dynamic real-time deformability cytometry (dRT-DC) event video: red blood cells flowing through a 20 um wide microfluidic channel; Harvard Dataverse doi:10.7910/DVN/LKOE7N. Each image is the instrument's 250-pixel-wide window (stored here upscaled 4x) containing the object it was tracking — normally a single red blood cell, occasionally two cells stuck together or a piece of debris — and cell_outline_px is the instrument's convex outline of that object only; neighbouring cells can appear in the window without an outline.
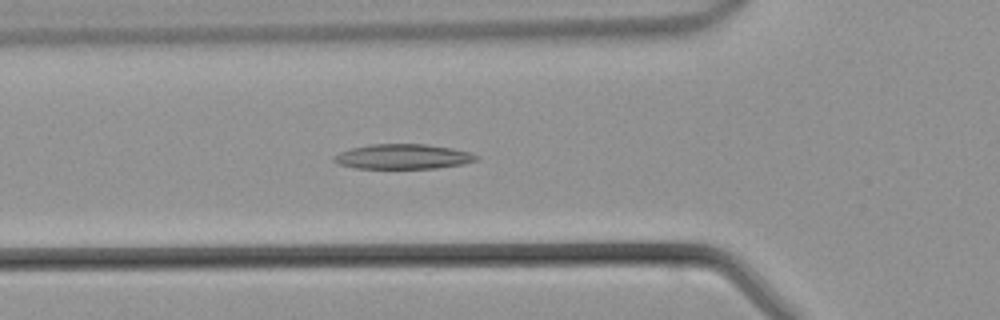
{"species": "common noctule bat (a hibernating species)", "species_latin": "Nyctalus noctula", "temperature_condition": "warm", "stored_images_in_passage": 45, "camera_frame_rate_fps": 3000, "um_per_image_px": 0.085, "animal": {"sex": "male", "body_mass_g": 21.5, "forearm_length_mm": 52.0}, "frame": {"image": 1, "passage_image": 15, "time_ms": 4.667, "image_size_px": [1000, 320], "cell_outline_px": [[480, 156], [476, 160], [464, 164], [436, 168], [356, 168], [336, 164], [332, 160], [332, 156], [340, 152], [352, 148], [368, 144], [428, 144], [452, 148], [472, 152]], "centroid_in_image_um": [34.25, 13.3], "position_along_channel_um": 91.5, "area_um2": 20.87}}
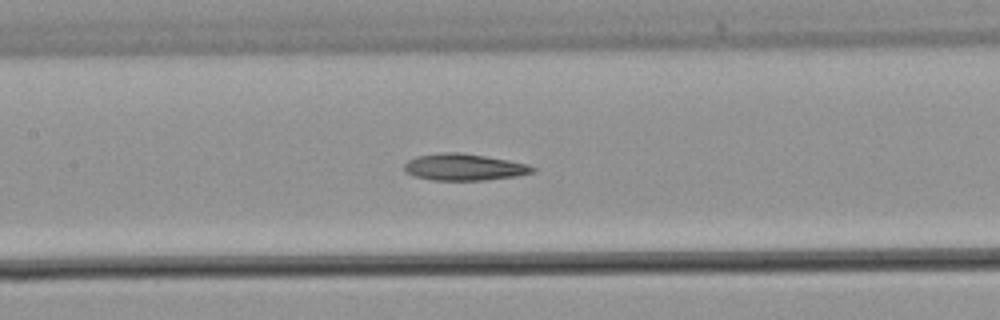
{"frame": {"image": 2, "passage_image": 20, "time_ms": 6.333, "image_size_px": [1000, 320], "cell_outline_px": [[536, 172], [520, 176], [484, 180], [432, 180], [412, 176], [404, 172], [404, 164], [408, 160], [416, 156], [444, 152], [460, 152], [508, 160], [528, 164], [536, 168]], "centroid_in_image_um": [39.45, 14.21], "position_along_channel_um": 167.9, "area_um2": 20.17}}
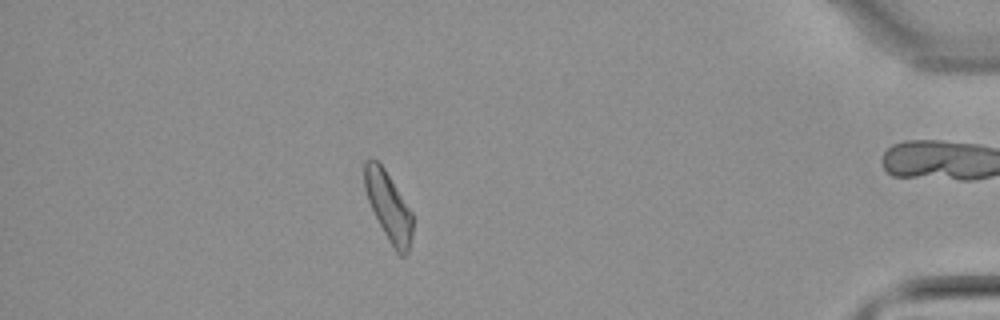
{"frame": {"image": 3, "passage_image": 39, "time_ms": 12.667, "image_size_px": [1000, 320], "cell_outline_px": [[412, 236], [408, 252], [404, 256], [400, 256], [396, 252], [388, 240], [368, 200], [364, 188], [364, 160], [372, 156], [384, 168], [412, 212]], "centroid_in_image_um": [33.01, 17.52], "position_along_channel_um": 402.2, "area_um2": 19.13}}